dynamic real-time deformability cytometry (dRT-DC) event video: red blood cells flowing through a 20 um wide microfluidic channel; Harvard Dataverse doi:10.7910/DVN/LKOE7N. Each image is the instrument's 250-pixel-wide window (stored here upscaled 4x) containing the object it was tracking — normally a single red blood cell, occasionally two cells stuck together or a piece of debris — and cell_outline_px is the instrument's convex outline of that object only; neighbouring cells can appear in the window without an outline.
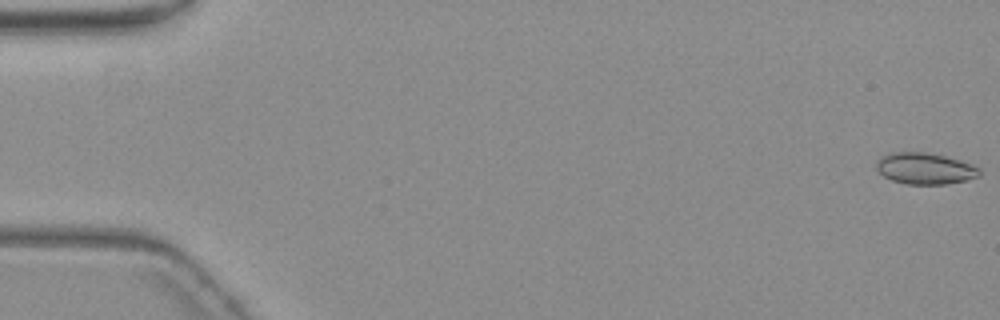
{"species": "common noctule bat (a hibernating species)", "species_latin": "Nyctalus noctula", "temperature_condition": "warm", "stored_images_in_passage": 8, "camera_frame_rate_fps": 3000, "um_per_image_px": 0.085, "animal": {"sex": "female", "body_mass_g": 19.3, "forearm_length_mm": 54.1}, "frame": {"image": 1, "passage_image": 1, "time_ms": 0.0, "image_size_px": [1000, 320], "cell_outline_px": [[980, 176], [968, 180], [948, 184], [904, 184], [892, 180], [884, 176], [876, 168], [876, 160], [880, 156], [888, 152], [924, 152], [944, 156], [960, 160], [972, 164], [980, 168]], "centroid_in_image_um": [78.62, 14.32], "position_along_channel_um": 6.4, "area_um2": 19.07}}
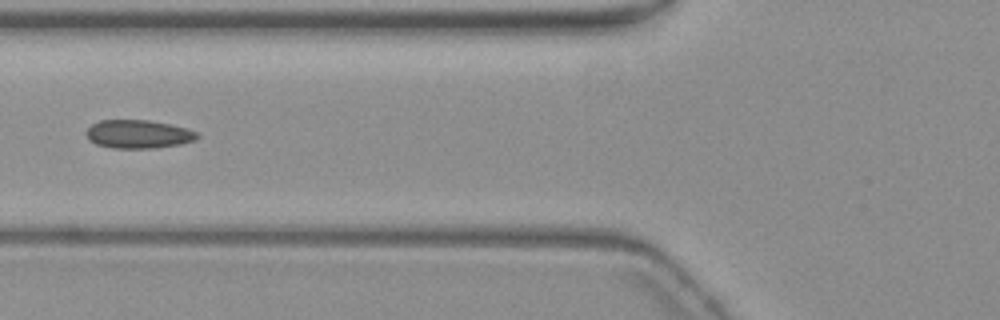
{"frame": {"image": 2, "passage_image": 7, "time_ms": 7.333, "image_size_px": [1000, 320], "cell_outline_px": [[200, 136], [196, 140], [180, 144], [152, 148], [112, 148], [96, 144], [88, 140], [84, 132], [92, 124], [100, 120], [148, 120], [168, 124], [200, 132]], "centroid_in_image_um": [11.74, 11.4], "position_along_channel_um": 114.1, "area_um2": 18.44}}
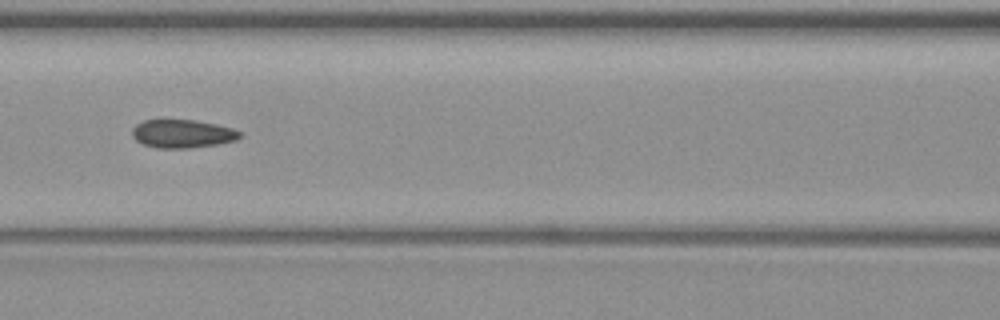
{"frame": {"image": 3, "passage_image": 8, "time_ms": 8.333, "image_size_px": [1000, 320], "cell_outline_px": [[244, 136], [236, 140], [216, 144], [188, 148], [156, 148], [144, 144], [136, 140], [132, 136], [132, 128], [136, 124], [144, 120], [196, 120], [216, 124], [232, 128], [240, 132]], "centroid_in_image_um": [15.51, 11.36], "position_along_channel_um": 151.1, "area_um2": 17.74}}